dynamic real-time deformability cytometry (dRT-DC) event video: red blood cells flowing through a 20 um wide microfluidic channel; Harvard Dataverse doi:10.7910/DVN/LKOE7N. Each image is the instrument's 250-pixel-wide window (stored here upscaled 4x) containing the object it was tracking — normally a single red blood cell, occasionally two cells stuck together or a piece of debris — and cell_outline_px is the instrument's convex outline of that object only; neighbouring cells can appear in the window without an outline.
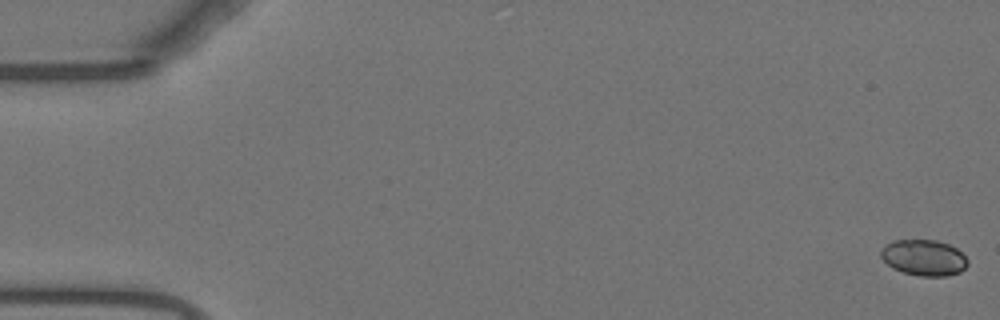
{"species": "Egyptian fruit bat (a non-hibernating species)", "species_latin": "Rousettus aegyptiacus", "temperature_condition": "warm", "stored_images_in_passage": 56, "segment_of_instrument_passage": [1, 2], "camera_frame_rate_fps": 3000, "um_per_image_px": 0.085, "animal": {"sex": "female"}, "frame": {"image": 1, "passage_image": 1, "time_ms": 0.0, "image_size_px": [1000, 320], "cell_outline_px": [[968, 264], [960, 272], [948, 276], [920, 276], [904, 272], [892, 268], [880, 256], [880, 248], [896, 240], [936, 240], [948, 244], [956, 248], [968, 260]], "centroid_in_image_um": [78.53, 21.9], "position_along_channel_um": 6.5, "area_um2": 18.09}}
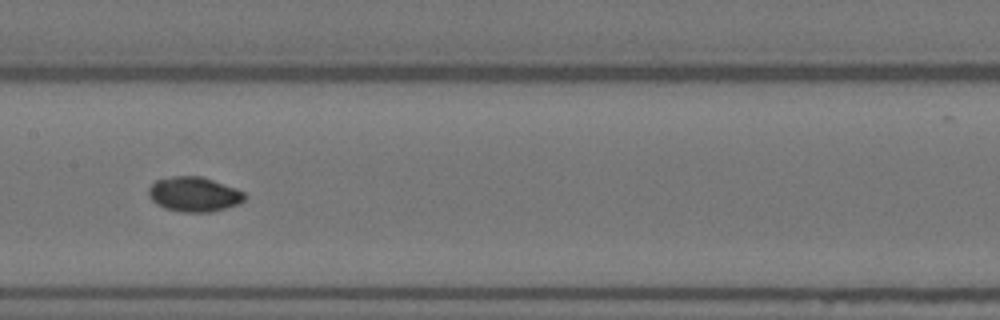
{"frame": {"image": 2, "passage_image": 28, "time_ms": 9.0, "image_size_px": [1000, 320], "cell_outline_px": [[248, 196], [240, 204], [208, 212], [180, 212], [164, 208], [156, 204], [148, 196], [148, 188], [156, 180], [172, 176], [200, 176], [236, 188], [244, 192]], "centroid_in_image_um": [16.49, 16.52], "position_along_channel_um": 190.9, "area_um2": 19.54}}
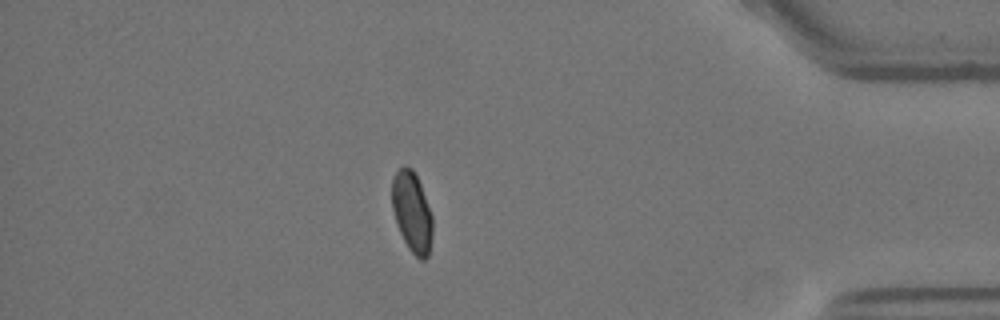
{"frame": {"image": 3, "passage_image": 48, "time_ms": 15.667, "image_size_px": [1000, 320], "cell_outline_px": [[432, 236], [428, 256], [424, 260], [420, 260], [408, 248], [396, 224], [392, 208], [392, 180], [396, 172], [404, 164], [412, 168], [420, 184], [432, 216]], "centroid_in_image_um": [35.01, 18.03], "position_along_channel_um": 400.2, "area_um2": 18.9}}